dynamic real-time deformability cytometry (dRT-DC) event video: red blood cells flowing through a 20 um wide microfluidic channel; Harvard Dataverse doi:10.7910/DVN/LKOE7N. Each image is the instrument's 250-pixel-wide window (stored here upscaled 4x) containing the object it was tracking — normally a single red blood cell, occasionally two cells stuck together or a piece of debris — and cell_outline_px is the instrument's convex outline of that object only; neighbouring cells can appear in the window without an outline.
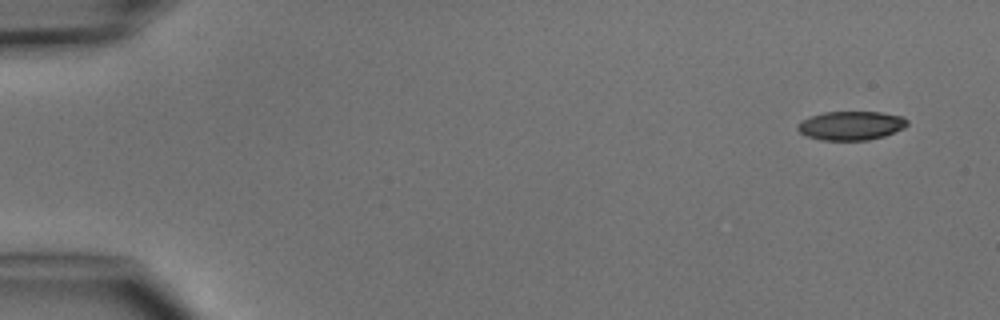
{"species": "common noctule bat (a hibernating species)", "species_latin": "Nyctalus noctula", "temperature_condition": "cold", "stored_images_in_passage": 4, "camera_frame_rate_fps": 3000, "um_per_image_px": 0.085, "animal": {"sex": "male", "body_mass_g": 15.6}, "frame": {"image": 1, "passage_image": 1, "time_ms": 0.0, "image_size_px": [1000, 320], "cell_outline_px": [[908, 124], [904, 128], [884, 136], [868, 140], [820, 140], [808, 136], [800, 132], [796, 128], [796, 124], [800, 120], [824, 112], [880, 112], [904, 116], [908, 120]], "centroid_in_image_um": [72.34, 10.67], "position_along_channel_um": 12.7, "area_um2": 18.55}}
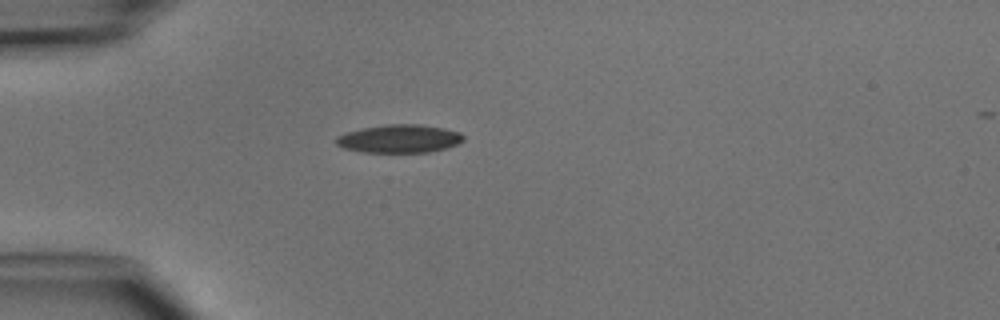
{"frame": {"image": 2, "passage_image": 4, "time_ms": 3.667, "image_size_px": [1000, 320], "cell_outline_px": [[464, 140], [456, 144], [444, 148], [428, 152], [360, 152], [344, 148], [336, 144], [336, 136], [344, 132], [364, 128], [388, 124], [420, 124], [444, 128], [460, 132], [464, 136]], "centroid_in_image_um": [33.92, 11.78], "position_along_channel_um": 51.1, "area_um2": 20.87}}